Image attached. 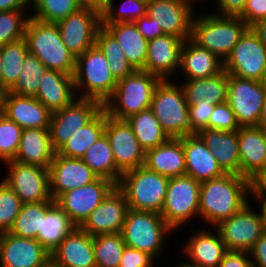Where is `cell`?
Segmentation results:
<instances>
[{"label":"cell","mask_w":266,"mask_h":267,"mask_svg":"<svg viewBox=\"0 0 266 267\" xmlns=\"http://www.w3.org/2000/svg\"><path fill=\"white\" fill-rule=\"evenodd\" d=\"M251 199L250 180L241 175L224 174L200 185L199 218L214 228L240 211ZM208 222V223H207Z\"/></svg>","instance_id":"obj_1"},{"label":"cell","mask_w":266,"mask_h":267,"mask_svg":"<svg viewBox=\"0 0 266 267\" xmlns=\"http://www.w3.org/2000/svg\"><path fill=\"white\" fill-rule=\"evenodd\" d=\"M248 28L239 16L217 15L212 11L201 15L195 13L190 39L225 61Z\"/></svg>","instance_id":"obj_2"},{"label":"cell","mask_w":266,"mask_h":267,"mask_svg":"<svg viewBox=\"0 0 266 267\" xmlns=\"http://www.w3.org/2000/svg\"><path fill=\"white\" fill-rule=\"evenodd\" d=\"M25 39L29 53L35 55L47 69L74 74L76 57L64 45L56 23H45L30 17Z\"/></svg>","instance_id":"obj_3"},{"label":"cell","mask_w":266,"mask_h":267,"mask_svg":"<svg viewBox=\"0 0 266 267\" xmlns=\"http://www.w3.org/2000/svg\"><path fill=\"white\" fill-rule=\"evenodd\" d=\"M160 81V78L149 72L136 70L118 80L116 89L105 101L103 108L111 117L126 120L150 108L154 90Z\"/></svg>","instance_id":"obj_4"},{"label":"cell","mask_w":266,"mask_h":267,"mask_svg":"<svg viewBox=\"0 0 266 267\" xmlns=\"http://www.w3.org/2000/svg\"><path fill=\"white\" fill-rule=\"evenodd\" d=\"M73 80L78 98H93L103 104L113 94L118 82L96 44L76 57Z\"/></svg>","instance_id":"obj_5"},{"label":"cell","mask_w":266,"mask_h":267,"mask_svg":"<svg viewBox=\"0 0 266 267\" xmlns=\"http://www.w3.org/2000/svg\"><path fill=\"white\" fill-rule=\"evenodd\" d=\"M173 232L160 213L129 209L121 234L126 246L145 252L156 260Z\"/></svg>","instance_id":"obj_6"},{"label":"cell","mask_w":266,"mask_h":267,"mask_svg":"<svg viewBox=\"0 0 266 267\" xmlns=\"http://www.w3.org/2000/svg\"><path fill=\"white\" fill-rule=\"evenodd\" d=\"M174 80H161L158 83L150 109L170 138H181L190 135L189 106L181 83L178 79Z\"/></svg>","instance_id":"obj_7"},{"label":"cell","mask_w":266,"mask_h":267,"mask_svg":"<svg viewBox=\"0 0 266 267\" xmlns=\"http://www.w3.org/2000/svg\"><path fill=\"white\" fill-rule=\"evenodd\" d=\"M169 178L140 166L122 173L118 187L123 191L129 209L161 213Z\"/></svg>","instance_id":"obj_8"},{"label":"cell","mask_w":266,"mask_h":267,"mask_svg":"<svg viewBox=\"0 0 266 267\" xmlns=\"http://www.w3.org/2000/svg\"><path fill=\"white\" fill-rule=\"evenodd\" d=\"M201 182L189 175L169 178L161 216L173 230L185 226L190 220L199 219Z\"/></svg>","instance_id":"obj_9"},{"label":"cell","mask_w":266,"mask_h":267,"mask_svg":"<svg viewBox=\"0 0 266 267\" xmlns=\"http://www.w3.org/2000/svg\"><path fill=\"white\" fill-rule=\"evenodd\" d=\"M247 203L240 211L221 221L214 228L228 251L249 252L266 230L262 206L259 211Z\"/></svg>","instance_id":"obj_10"},{"label":"cell","mask_w":266,"mask_h":267,"mask_svg":"<svg viewBox=\"0 0 266 267\" xmlns=\"http://www.w3.org/2000/svg\"><path fill=\"white\" fill-rule=\"evenodd\" d=\"M229 75L266 82V48L249 27L224 61Z\"/></svg>","instance_id":"obj_11"},{"label":"cell","mask_w":266,"mask_h":267,"mask_svg":"<svg viewBox=\"0 0 266 267\" xmlns=\"http://www.w3.org/2000/svg\"><path fill=\"white\" fill-rule=\"evenodd\" d=\"M266 94V82L228 74L227 103L240 127L258 126Z\"/></svg>","instance_id":"obj_12"},{"label":"cell","mask_w":266,"mask_h":267,"mask_svg":"<svg viewBox=\"0 0 266 267\" xmlns=\"http://www.w3.org/2000/svg\"><path fill=\"white\" fill-rule=\"evenodd\" d=\"M3 164L7 173L1 180L14 190L23 204L54 201L50 194L48 168L22 164L15 160Z\"/></svg>","instance_id":"obj_13"},{"label":"cell","mask_w":266,"mask_h":267,"mask_svg":"<svg viewBox=\"0 0 266 267\" xmlns=\"http://www.w3.org/2000/svg\"><path fill=\"white\" fill-rule=\"evenodd\" d=\"M103 103L93 98H76L71 104L51 114L49 133L57 151L77 130L88 124L101 110Z\"/></svg>","instance_id":"obj_14"},{"label":"cell","mask_w":266,"mask_h":267,"mask_svg":"<svg viewBox=\"0 0 266 267\" xmlns=\"http://www.w3.org/2000/svg\"><path fill=\"white\" fill-rule=\"evenodd\" d=\"M56 24L64 45L78 57L95 45L96 33L102 25L101 12L92 7H81Z\"/></svg>","instance_id":"obj_15"},{"label":"cell","mask_w":266,"mask_h":267,"mask_svg":"<svg viewBox=\"0 0 266 267\" xmlns=\"http://www.w3.org/2000/svg\"><path fill=\"white\" fill-rule=\"evenodd\" d=\"M116 184L98 177L95 181L62 193L55 202L76 227H80Z\"/></svg>","instance_id":"obj_16"},{"label":"cell","mask_w":266,"mask_h":267,"mask_svg":"<svg viewBox=\"0 0 266 267\" xmlns=\"http://www.w3.org/2000/svg\"><path fill=\"white\" fill-rule=\"evenodd\" d=\"M104 134L110 143L116 167L122 173L145 164L146 152L126 120L113 118L106 113Z\"/></svg>","instance_id":"obj_17"},{"label":"cell","mask_w":266,"mask_h":267,"mask_svg":"<svg viewBox=\"0 0 266 267\" xmlns=\"http://www.w3.org/2000/svg\"><path fill=\"white\" fill-rule=\"evenodd\" d=\"M128 210L126 196L116 185L79 228L92 237L121 233Z\"/></svg>","instance_id":"obj_18"},{"label":"cell","mask_w":266,"mask_h":267,"mask_svg":"<svg viewBox=\"0 0 266 267\" xmlns=\"http://www.w3.org/2000/svg\"><path fill=\"white\" fill-rule=\"evenodd\" d=\"M197 9L180 0H151L147 2L146 14L154 18L164 34L182 40L191 38L192 21Z\"/></svg>","instance_id":"obj_19"},{"label":"cell","mask_w":266,"mask_h":267,"mask_svg":"<svg viewBox=\"0 0 266 267\" xmlns=\"http://www.w3.org/2000/svg\"><path fill=\"white\" fill-rule=\"evenodd\" d=\"M50 253L37 239L0 233V267H45Z\"/></svg>","instance_id":"obj_20"},{"label":"cell","mask_w":266,"mask_h":267,"mask_svg":"<svg viewBox=\"0 0 266 267\" xmlns=\"http://www.w3.org/2000/svg\"><path fill=\"white\" fill-rule=\"evenodd\" d=\"M183 44L184 40L170 34H164L148 41L147 58L143 71L149 72L161 80H173L177 76L175 73H178Z\"/></svg>","instance_id":"obj_21"},{"label":"cell","mask_w":266,"mask_h":267,"mask_svg":"<svg viewBox=\"0 0 266 267\" xmlns=\"http://www.w3.org/2000/svg\"><path fill=\"white\" fill-rule=\"evenodd\" d=\"M50 194L55 201L62 193L95 181L98 176L80 158L55 153L49 166Z\"/></svg>","instance_id":"obj_22"},{"label":"cell","mask_w":266,"mask_h":267,"mask_svg":"<svg viewBox=\"0 0 266 267\" xmlns=\"http://www.w3.org/2000/svg\"><path fill=\"white\" fill-rule=\"evenodd\" d=\"M198 229L187 238L181 251L188 263L201 267H218L228 252L219 232L210 227ZM211 230V231H210Z\"/></svg>","instance_id":"obj_23"},{"label":"cell","mask_w":266,"mask_h":267,"mask_svg":"<svg viewBox=\"0 0 266 267\" xmlns=\"http://www.w3.org/2000/svg\"><path fill=\"white\" fill-rule=\"evenodd\" d=\"M240 175L251 180L266 168V131L258 126L237 130Z\"/></svg>","instance_id":"obj_24"},{"label":"cell","mask_w":266,"mask_h":267,"mask_svg":"<svg viewBox=\"0 0 266 267\" xmlns=\"http://www.w3.org/2000/svg\"><path fill=\"white\" fill-rule=\"evenodd\" d=\"M50 255L51 261L61 267H96L93 237L79 227L66 235Z\"/></svg>","instance_id":"obj_25"},{"label":"cell","mask_w":266,"mask_h":267,"mask_svg":"<svg viewBox=\"0 0 266 267\" xmlns=\"http://www.w3.org/2000/svg\"><path fill=\"white\" fill-rule=\"evenodd\" d=\"M2 113L22 129L49 128L51 112L35 97L7 92Z\"/></svg>","instance_id":"obj_26"},{"label":"cell","mask_w":266,"mask_h":267,"mask_svg":"<svg viewBox=\"0 0 266 267\" xmlns=\"http://www.w3.org/2000/svg\"><path fill=\"white\" fill-rule=\"evenodd\" d=\"M224 70V61L211 51L199 47L191 39L184 41L180 54V64L177 75L185 79H202L215 76ZM181 71V72H180Z\"/></svg>","instance_id":"obj_27"},{"label":"cell","mask_w":266,"mask_h":267,"mask_svg":"<svg viewBox=\"0 0 266 267\" xmlns=\"http://www.w3.org/2000/svg\"><path fill=\"white\" fill-rule=\"evenodd\" d=\"M182 143L187 175L202 182L222 177L225 174L219 167L217 159L198 134L182 137Z\"/></svg>","instance_id":"obj_28"},{"label":"cell","mask_w":266,"mask_h":267,"mask_svg":"<svg viewBox=\"0 0 266 267\" xmlns=\"http://www.w3.org/2000/svg\"><path fill=\"white\" fill-rule=\"evenodd\" d=\"M35 98L51 113L67 107L77 98L73 75L47 69Z\"/></svg>","instance_id":"obj_29"},{"label":"cell","mask_w":266,"mask_h":267,"mask_svg":"<svg viewBox=\"0 0 266 267\" xmlns=\"http://www.w3.org/2000/svg\"><path fill=\"white\" fill-rule=\"evenodd\" d=\"M198 135L217 159L225 174L240 175V155L237 130L226 132L204 128Z\"/></svg>","instance_id":"obj_30"},{"label":"cell","mask_w":266,"mask_h":267,"mask_svg":"<svg viewBox=\"0 0 266 267\" xmlns=\"http://www.w3.org/2000/svg\"><path fill=\"white\" fill-rule=\"evenodd\" d=\"M144 166L168 178L185 175L186 162L182 137L170 138L165 143L147 150Z\"/></svg>","instance_id":"obj_31"},{"label":"cell","mask_w":266,"mask_h":267,"mask_svg":"<svg viewBox=\"0 0 266 267\" xmlns=\"http://www.w3.org/2000/svg\"><path fill=\"white\" fill-rule=\"evenodd\" d=\"M56 151L53 149L49 128L23 129L16 156L13 160L22 164L49 168Z\"/></svg>","instance_id":"obj_32"},{"label":"cell","mask_w":266,"mask_h":267,"mask_svg":"<svg viewBox=\"0 0 266 267\" xmlns=\"http://www.w3.org/2000/svg\"><path fill=\"white\" fill-rule=\"evenodd\" d=\"M180 82L188 106L203 99H206V102H213L214 105L227 102L228 73L225 70L209 78Z\"/></svg>","instance_id":"obj_33"},{"label":"cell","mask_w":266,"mask_h":267,"mask_svg":"<svg viewBox=\"0 0 266 267\" xmlns=\"http://www.w3.org/2000/svg\"><path fill=\"white\" fill-rule=\"evenodd\" d=\"M117 39L127 60L135 70H143L147 58L148 41L139 33L134 22L102 24Z\"/></svg>","instance_id":"obj_34"},{"label":"cell","mask_w":266,"mask_h":267,"mask_svg":"<svg viewBox=\"0 0 266 267\" xmlns=\"http://www.w3.org/2000/svg\"><path fill=\"white\" fill-rule=\"evenodd\" d=\"M76 226L68 218L63 209L54 202L42 219L41 229L37 235V240L51 253Z\"/></svg>","instance_id":"obj_35"},{"label":"cell","mask_w":266,"mask_h":267,"mask_svg":"<svg viewBox=\"0 0 266 267\" xmlns=\"http://www.w3.org/2000/svg\"><path fill=\"white\" fill-rule=\"evenodd\" d=\"M106 126V111L104 108L86 125L77 130L56 153L69 158H82L88 148L103 134Z\"/></svg>","instance_id":"obj_36"},{"label":"cell","mask_w":266,"mask_h":267,"mask_svg":"<svg viewBox=\"0 0 266 267\" xmlns=\"http://www.w3.org/2000/svg\"><path fill=\"white\" fill-rule=\"evenodd\" d=\"M81 160L98 177L108 179L118 185L122 172L116 167L113 152L105 134L88 148Z\"/></svg>","instance_id":"obj_37"},{"label":"cell","mask_w":266,"mask_h":267,"mask_svg":"<svg viewBox=\"0 0 266 267\" xmlns=\"http://www.w3.org/2000/svg\"><path fill=\"white\" fill-rule=\"evenodd\" d=\"M145 152L170 139L150 108L126 119Z\"/></svg>","instance_id":"obj_38"},{"label":"cell","mask_w":266,"mask_h":267,"mask_svg":"<svg viewBox=\"0 0 266 267\" xmlns=\"http://www.w3.org/2000/svg\"><path fill=\"white\" fill-rule=\"evenodd\" d=\"M95 44L100 48L106 60L109 62L111 73L117 81L136 71L127 60L117 39L103 25L99 27L96 33Z\"/></svg>","instance_id":"obj_39"},{"label":"cell","mask_w":266,"mask_h":267,"mask_svg":"<svg viewBox=\"0 0 266 267\" xmlns=\"http://www.w3.org/2000/svg\"><path fill=\"white\" fill-rule=\"evenodd\" d=\"M55 201L22 204L9 233L24 238L36 239L41 229L42 219Z\"/></svg>","instance_id":"obj_40"},{"label":"cell","mask_w":266,"mask_h":267,"mask_svg":"<svg viewBox=\"0 0 266 267\" xmlns=\"http://www.w3.org/2000/svg\"><path fill=\"white\" fill-rule=\"evenodd\" d=\"M2 57L1 85L9 91L17 82L22 64L27 55L28 45L24 38L0 47Z\"/></svg>","instance_id":"obj_41"},{"label":"cell","mask_w":266,"mask_h":267,"mask_svg":"<svg viewBox=\"0 0 266 267\" xmlns=\"http://www.w3.org/2000/svg\"><path fill=\"white\" fill-rule=\"evenodd\" d=\"M125 246L121 233L94 236L93 249L96 267H119Z\"/></svg>","instance_id":"obj_42"},{"label":"cell","mask_w":266,"mask_h":267,"mask_svg":"<svg viewBox=\"0 0 266 267\" xmlns=\"http://www.w3.org/2000/svg\"><path fill=\"white\" fill-rule=\"evenodd\" d=\"M46 70L45 65L35 55L28 52L24 58L18 80L8 92L20 96L35 97Z\"/></svg>","instance_id":"obj_43"},{"label":"cell","mask_w":266,"mask_h":267,"mask_svg":"<svg viewBox=\"0 0 266 267\" xmlns=\"http://www.w3.org/2000/svg\"><path fill=\"white\" fill-rule=\"evenodd\" d=\"M81 7L78 0H31L34 13L30 16L41 22L56 23Z\"/></svg>","instance_id":"obj_44"},{"label":"cell","mask_w":266,"mask_h":267,"mask_svg":"<svg viewBox=\"0 0 266 267\" xmlns=\"http://www.w3.org/2000/svg\"><path fill=\"white\" fill-rule=\"evenodd\" d=\"M108 0L105 9L101 12L102 24H114L118 22H135L146 15V0ZM117 6H116V5ZM118 7V8H117Z\"/></svg>","instance_id":"obj_45"},{"label":"cell","mask_w":266,"mask_h":267,"mask_svg":"<svg viewBox=\"0 0 266 267\" xmlns=\"http://www.w3.org/2000/svg\"><path fill=\"white\" fill-rule=\"evenodd\" d=\"M26 11L9 10L0 12V47L25 37L26 25L31 17V13Z\"/></svg>","instance_id":"obj_46"},{"label":"cell","mask_w":266,"mask_h":267,"mask_svg":"<svg viewBox=\"0 0 266 267\" xmlns=\"http://www.w3.org/2000/svg\"><path fill=\"white\" fill-rule=\"evenodd\" d=\"M23 129L0 113V162L13 160L16 156Z\"/></svg>","instance_id":"obj_47"},{"label":"cell","mask_w":266,"mask_h":267,"mask_svg":"<svg viewBox=\"0 0 266 267\" xmlns=\"http://www.w3.org/2000/svg\"><path fill=\"white\" fill-rule=\"evenodd\" d=\"M22 204L14 190L0 178V233L9 232Z\"/></svg>","instance_id":"obj_48"},{"label":"cell","mask_w":266,"mask_h":267,"mask_svg":"<svg viewBox=\"0 0 266 267\" xmlns=\"http://www.w3.org/2000/svg\"><path fill=\"white\" fill-rule=\"evenodd\" d=\"M213 102H206V99L200 100L193 105H189L188 117L190 126V135L198 134L202 129L209 128V118L214 110Z\"/></svg>","instance_id":"obj_49"},{"label":"cell","mask_w":266,"mask_h":267,"mask_svg":"<svg viewBox=\"0 0 266 267\" xmlns=\"http://www.w3.org/2000/svg\"><path fill=\"white\" fill-rule=\"evenodd\" d=\"M240 128L227 102L215 105L209 118V129L233 132Z\"/></svg>","instance_id":"obj_50"},{"label":"cell","mask_w":266,"mask_h":267,"mask_svg":"<svg viewBox=\"0 0 266 267\" xmlns=\"http://www.w3.org/2000/svg\"><path fill=\"white\" fill-rule=\"evenodd\" d=\"M155 259L138 249L125 246L119 267H155Z\"/></svg>","instance_id":"obj_51"},{"label":"cell","mask_w":266,"mask_h":267,"mask_svg":"<svg viewBox=\"0 0 266 267\" xmlns=\"http://www.w3.org/2000/svg\"><path fill=\"white\" fill-rule=\"evenodd\" d=\"M239 17L249 26L266 19V0H247Z\"/></svg>","instance_id":"obj_52"},{"label":"cell","mask_w":266,"mask_h":267,"mask_svg":"<svg viewBox=\"0 0 266 267\" xmlns=\"http://www.w3.org/2000/svg\"><path fill=\"white\" fill-rule=\"evenodd\" d=\"M134 23L137 26L139 33L147 41L164 35L160 25H157L154 22V18H150L147 14L137 19Z\"/></svg>","instance_id":"obj_53"},{"label":"cell","mask_w":266,"mask_h":267,"mask_svg":"<svg viewBox=\"0 0 266 267\" xmlns=\"http://www.w3.org/2000/svg\"><path fill=\"white\" fill-rule=\"evenodd\" d=\"M218 9L212 12L217 15L223 16H239L246 5L247 0H216Z\"/></svg>","instance_id":"obj_54"},{"label":"cell","mask_w":266,"mask_h":267,"mask_svg":"<svg viewBox=\"0 0 266 267\" xmlns=\"http://www.w3.org/2000/svg\"><path fill=\"white\" fill-rule=\"evenodd\" d=\"M218 267H253L248 252L228 251Z\"/></svg>","instance_id":"obj_55"},{"label":"cell","mask_w":266,"mask_h":267,"mask_svg":"<svg viewBox=\"0 0 266 267\" xmlns=\"http://www.w3.org/2000/svg\"><path fill=\"white\" fill-rule=\"evenodd\" d=\"M250 191L257 203H266V168L250 180Z\"/></svg>","instance_id":"obj_56"},{"label":"cell","mask_w":266,"mask_h":267,"mask_svg":"<svg viewBox=\"0 0 266 267\" xmlns=\"http://www.w3.org/2000/svg\"><path fill=\"white\" fill-rule=\"evenodd\" d=\"M248 253L253 267H266V230Z\"/></svg>","instance_id":"obj_57"},{"label":"cell","mask_w":266,"mask_h":267,"mask_svg":"<svg viewBox=\"0 0 266 267\" xmlns=\"http://www.w3.org/2000/svg\"><path fill=\"white\" fill-rule=\"evenodd\" d=\"M31 9V0H0V12Z\"/></svg>","instance_id":"obj_58"},{"label":"cell","mask_w":266,"mask_h":267,"mask_svg":"<svg viewBox=\"0 0 266 267\" xmlns=\"http://www.w3.org/2000/svg\"><path fill=\"white\" fill-rule=\"evenodd\" d=\"M251 28L266 48V19L256 22Z\"/></svg>","instance_id":"obj_59"},{"label":"cell","mask_w":266,"mask_h":267,"mask_svg":"<svg viewBox=\"0 0 266 267\" xmlns=\"http://www.w3.org/2000/svg\"><path fill=\"white\" fill-rule=\"evenodd\" d=\"M82 7H92L102 12L108 0H78Z\"/></svg>","instance_id":"obj_60"},{"label":"cell","mask_w":266,"mask_h":267,"mask_svg":"<svg viewBox=\"0 0 266 267\" xmlns=\"http://www.w3.org/2000/svg\"><path fill=\"white\" fill-rule=\"evenodd\" d=\"M258 127L264 129L266 131V94L263 101V109L258 122Z\"/></svg>","instance_id":"obj_61"},{"label":"cell","mask_w":266,"mask_h":267,"mask_svg":"<svg viewBox=\"0 0 266 267\" xmlns=\"http://www.w3.org/2000/svg\"><path fill=\"white\" fill-rule=\"evenodd\" d=\"M7 90L0 84V113H2L5 103Z\"/></svg>","instance_id":"obj_62"},{"label":"cell","mask_w":266,"mask_h":267,"mask_svg":"<svg viewBox=\"0 0 266 267\" xmlns=\"http://www.w3.org/2000/svg\"><path fill=\"white\" fill-rule=\"evenodd\" d=\"M183 263L179 262V264L177 266L174 267H201V266H196L193 264L188 263L187 261H182Z\"/></svg>","instance_id":"obj_63"},{"label":"cell","mask_w":266,"mask_h":267,"mask_svg":"<svg viewBox=\"0 0 266 267\" xmlns=\"http://www.w3.org/2000/svg\"><path fill=\"white\" fill-rule=\"evenodd\" d=\"M180 1L189 3L193 8H195L194 6L198 3L199 0H180ZM199 2H201V0Z\"/></svg>","instance_id":"obj_64"},{"label":"cell","mask_w":266,"mask_h":267,"mask_svg":"<svg viewBox=\"0 0 266 267\" xmlns=\"http://www.w3.org/2000/svg\"><path fill=\"white\" fill-rule=\"evenodd\" d=\"M45 267H61V266H58L57 264H55L53 261L50 260Z\"/></svg>","instance_id":"obj_65"},{"label":"cell","mask_w":266,"mask_h":267,"mask_svg":"<svg viewBox=\"0 0 266 267\" xmlns=\"http://www.w3.org/2000/svg\"><path fill=\"white\" fill-rule=\"evenodd\" d=\"M1 72H2V57L0 52V84H1Z\"/></svg>","instance_id":"obj_66"},{"label":"cell","mask_w":266,"mask_h":267,"mask_svg":"<svg viewBox=\"0 0 266 267\" xmlns=\"http://www.w3.org/2000/svg\"><path fill=\"white\" fill-rule=\"evenodd\" d=\"M260 206H262V208H263L264 215H265V224H266V203H264V204H262Z\"/></svg>","instance_id":"obj_67"}]
</instances>
